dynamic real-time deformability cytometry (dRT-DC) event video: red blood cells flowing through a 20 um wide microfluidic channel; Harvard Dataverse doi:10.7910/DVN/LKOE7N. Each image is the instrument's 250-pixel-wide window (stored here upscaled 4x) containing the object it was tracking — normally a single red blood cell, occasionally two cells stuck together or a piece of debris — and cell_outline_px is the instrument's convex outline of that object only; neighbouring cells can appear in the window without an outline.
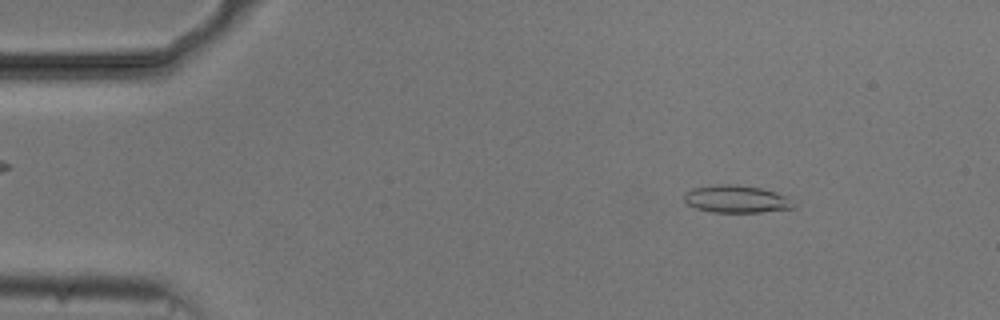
{"species": "common noctule bat (a hibernating species)", "species_latin": "Nyctalus noctula", "temperature_condition": "cold", "stored_images_in_passage": 54, "camera_frame_rate_fps": 3000, "um_per_image_px": 0.085, "animal": {"sex": "male", "body_mass_g": 20.5, "forearm_length_mm": 52.5}, "frame": {"image": 1, "passage_image": 7, "time_ms": 2.0, "image_size_px": [1000, 320], "cell_outline_px": [[796, 204], [792, 208], [760, 212], [712, 212], [696, 208], [688, 204], [684, 200], [684, 192], [692, 188], [720, 184], [736, 184], [760, 188], [776, 192], [788, 196]], "centroid_in_image_um": [62.6, 16.91], "position_along_channel_um": 22.4, "area_um2": 17.57}}
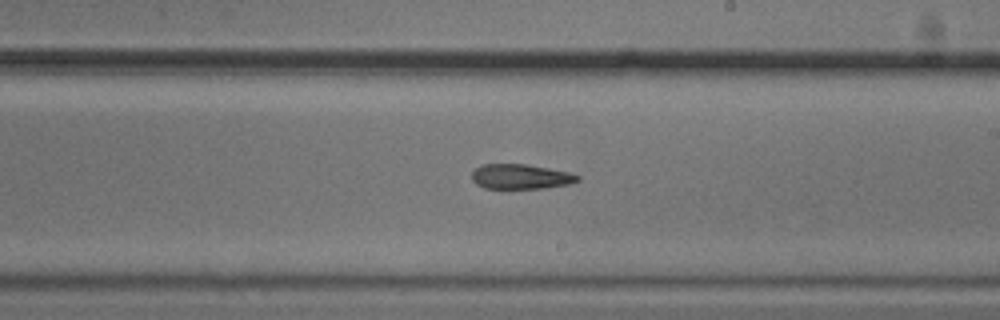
{"frame": {"image": 2, "passage_image": 31, "time_ms": 10.0, "image_size_px": [1000, 320], "cell_outline_px": [[580, 180], [568, 184], [544, 188], [484, 188], [476, 184], [472, 180], [472, 172], [476, 168], [484, 164], [528, 164], [568, 172], [580, 176]], "centroid_in_image_um": [44.25, 15.01], "position_along_channel_um": 244.8, "area_um2": 15.26}}
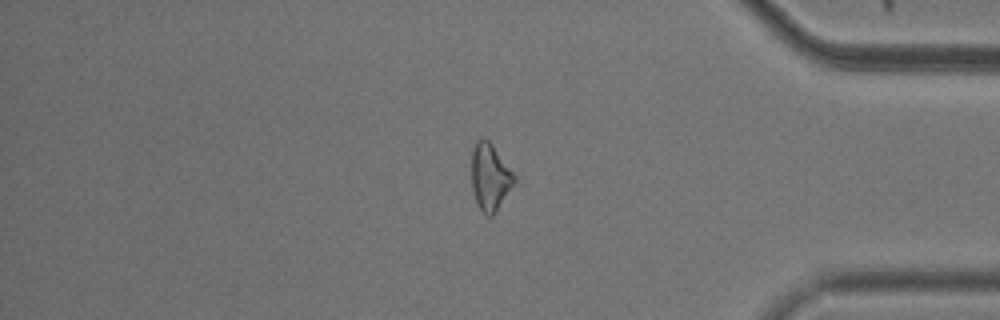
{"frame": {"image": 3, "passage_image": 45, "time_ms": 14.667, "image_size_px": [1000, 320], "cell_outline_px": [[516, 180], [496, 212], [492, 216], [488, 216], [476, 204], [472, 188], [472, 148], [476, 140], [480, 136], [484, 136], [492, 144], [516, 176]], "centroid_in_image_um": [41.64, 15.01], "position_along_channel_um": 393.6, "area_um2": 16.7}}